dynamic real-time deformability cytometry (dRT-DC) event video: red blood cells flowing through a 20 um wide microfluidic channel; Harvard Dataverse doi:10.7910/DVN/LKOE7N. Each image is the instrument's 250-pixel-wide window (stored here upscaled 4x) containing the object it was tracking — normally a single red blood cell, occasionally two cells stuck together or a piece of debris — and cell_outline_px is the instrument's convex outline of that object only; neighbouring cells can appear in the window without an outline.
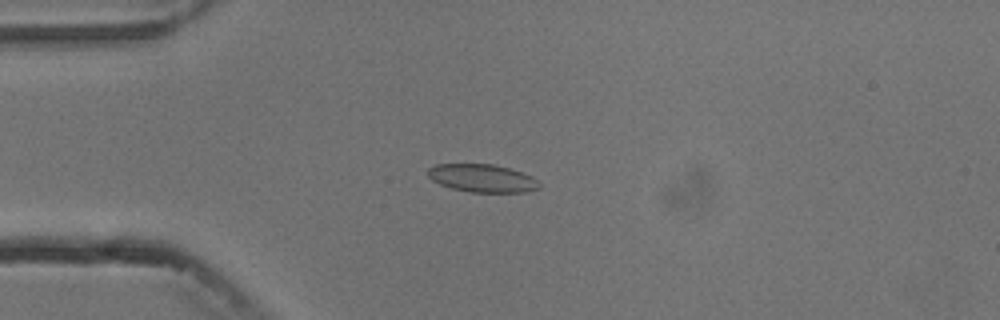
{"species": "common noctule bat (a hibernating species)", "species_latin": "Nyctalus noctula", "temperature_condition": "cold", "stored_images_in_passage": 4, "camera_frame_rate_fps": 3000, "um_per_image_px": 0.085, "animal": {"sex": "male", "body_mass_g": 13.3}, "frame": {"image": 1, "passage_image": 2, "time_ms": 1.333, "image_size_px": [1000, 320], "cell_outline_px": [[540, 188], [528, 192], [472, 192], [452, 188], [440, 184], [432, 180], [428, 176], [428, 168], [436, 164], [492, 164], [508, 168], [532, 176], [540, 184]], "centroid_in_image_um": [40.99, 15.15], "position_along_channel_um": 44.0, "area_um2": 18.03}}
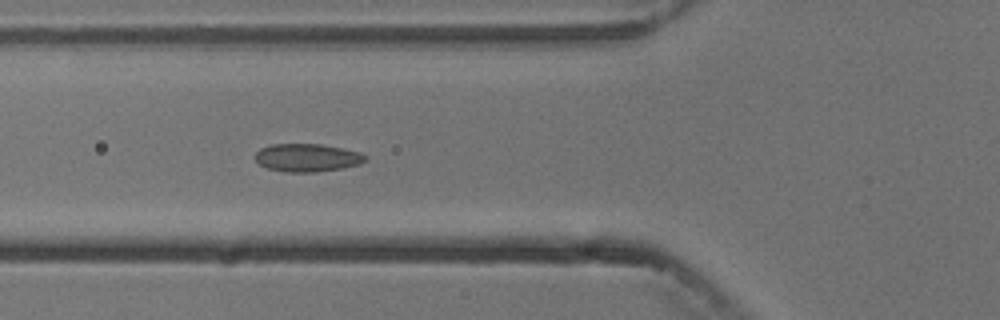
{"frame": {"image": 2, "passage_image": 4, "time_ms": 3.333, "image_size_px": [1000, 320], "cell_outline_px": [[368, 160], [360, 164], [340, 168], [316, 172], [284, 172], [268, 168], [260, 164], [256, 160], [256, 152], [260, 148], [272, 144], [320, 144], [344, 148], [360, 152], [368, 156]], "centroid_in_image_um": [26.15, 13.4], "position_along_channel_um": 99.7, "area_um2": 18.03}}